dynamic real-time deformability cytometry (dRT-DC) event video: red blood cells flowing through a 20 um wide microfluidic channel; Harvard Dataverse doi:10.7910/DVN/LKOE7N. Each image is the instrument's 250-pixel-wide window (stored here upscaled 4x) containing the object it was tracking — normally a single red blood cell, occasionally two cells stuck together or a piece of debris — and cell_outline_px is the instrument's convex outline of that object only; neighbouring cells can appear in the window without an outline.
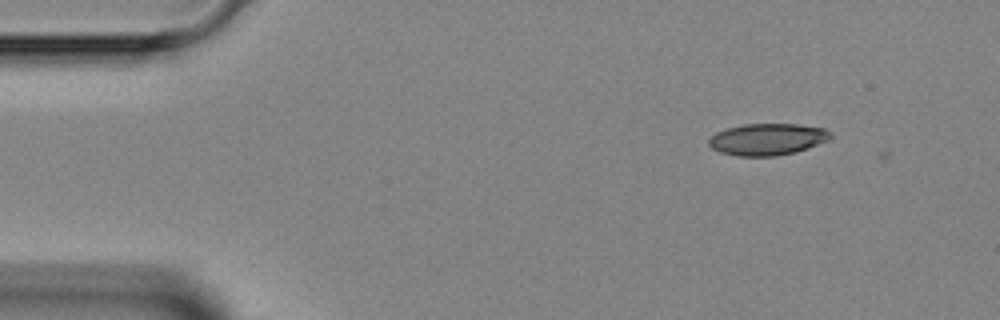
{"species": "Egyptian fruit bat (a non-hibernating species)", "species_latin": "Rousettus aegyptiacus", "temperature_condition": "room temperature", "stored_images_in_passage": 3, "camera_frame_rate_fps": 3000, "um_per_image_px": 0.085, "animal": {"sex": "female"}, "frame": {"image": 1, "passage_image": 1, "time_ms": 0.0, "image_size_px": [1000, 320], "cell_outline_px": [[832, 136], [828, 140], [808, 148], [796, 152], [776, 156], [736, 156], [720, 152], [712, 148], [708, 144], [708, 140], [716, 132], [728, 128], [744, 124], [796, 124], [824, 128], [832, 132]], "centroid_in_image_um": [65.24, 11.84], "position_along_channel_um": 19.8, "area_um2": 22.54}}